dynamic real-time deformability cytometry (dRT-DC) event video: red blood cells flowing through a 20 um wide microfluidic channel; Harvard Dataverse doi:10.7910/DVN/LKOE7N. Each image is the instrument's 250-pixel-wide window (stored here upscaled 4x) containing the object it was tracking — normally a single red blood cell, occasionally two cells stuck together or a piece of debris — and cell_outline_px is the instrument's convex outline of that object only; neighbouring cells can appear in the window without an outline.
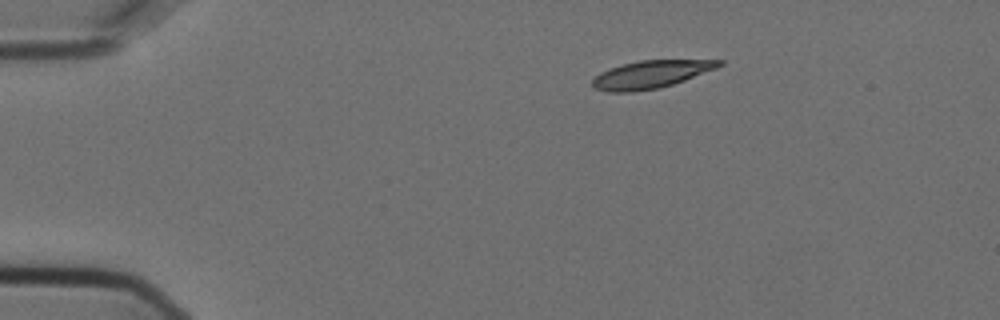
{"species": "Egyptian fruit bat (a non-hibernating species)", "species_latin": "Rousettus aegyptiacus", "temperature_condition": "cold", "stored_images_in_passage": 14, "camera_frame_rate_fps": 3000, "um_per_image_px": 0.085, "animal": {"sex": "female"}, "frame": {"image": 1, "passage_image": 1, "time_ms": 0.0, "image_size_px": [1000, 320], "cell_outline_px": [[724, 64], [716, 68], [684, 80], [660, 88], [632, 92], [608, 92], [592, 88], [592, 80], [600, 72], [624, 64], [640, 60], [724, 60]], "centroid_in_image_um": [55.3, 6.33], "position_along_channel_um": 29.7, "area_um2": 20.29}}
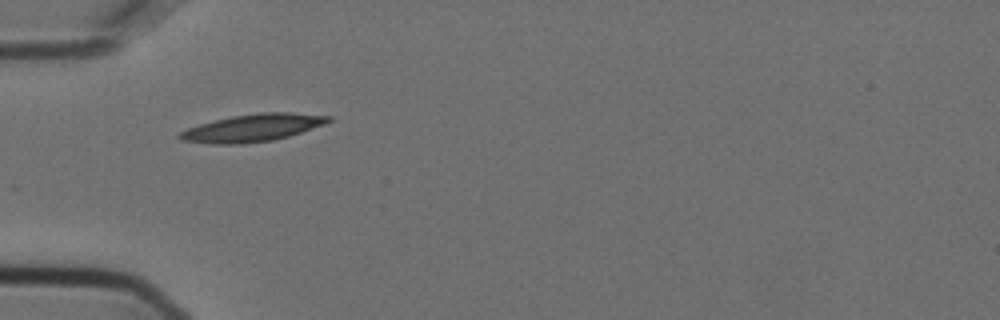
{"frame": {"image": 2, "passage_image": 9, "time_ms": 2.667, "image_size_px": [1000, 320], "cell_outline_px": [[332, 120], [324, 124], [288, 136], [272, 140], [240, 144], [208, 144], [180, 140], [176, 136], [180, 132], [188, 128], [200, 124], [232, 116], [260, 112], [292, 112], [332, 116]], "centroid_in_image_um": [21.45, 10.87], "position_along_channel_um": 63.5, "area_um2": 23.7}}
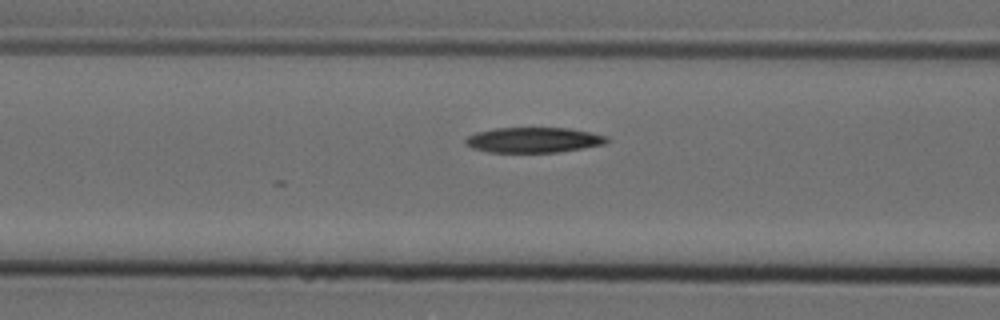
{"frame": {"image": 3, "passage_image": 14, "time_ms": 4.333, "image_size_px": [1000, 320], "cell_outline_px": [[608, 140], [604, 144], [556, 152], [488, 152], [472, 148], [464, 140], [468, 136], [476, 132], [492, 128], [568, 128], [608, 136]], "centroid_in_image_um": [45.31, 11.89], "position_along_channel_um": 121.3, "area_um2": 20.58}}